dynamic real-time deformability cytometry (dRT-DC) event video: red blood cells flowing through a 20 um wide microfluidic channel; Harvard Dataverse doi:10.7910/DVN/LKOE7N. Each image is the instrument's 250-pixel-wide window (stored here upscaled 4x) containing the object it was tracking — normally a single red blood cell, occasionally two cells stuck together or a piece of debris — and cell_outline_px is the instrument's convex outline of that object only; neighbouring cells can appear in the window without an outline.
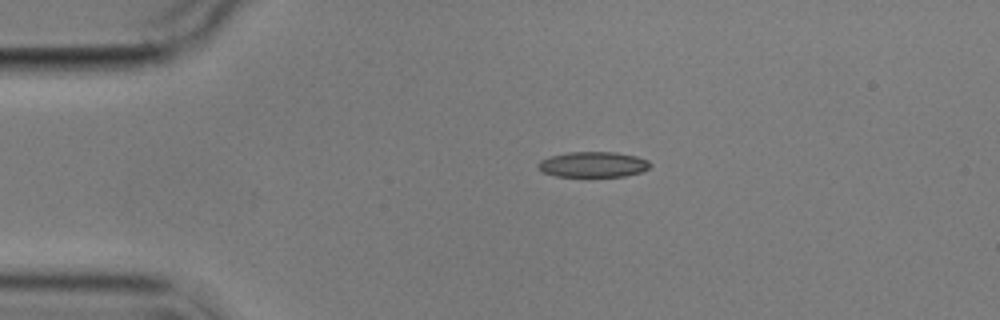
{"species": "common noctule bat (a hibernating species)", "species_latin": "Nyctalus noctula", "temperature_condition": "cold", "stored_images_in_passage": 5, "camera_frame_rate_fps": 3000, "um_per_image_px": 0.085, "animal": {"sex": "male", "body_mass_g": 17.9}, "frame": {"image": 1, "passage_image": 5, "time_ms": 5.0, "image_size_px": [1000, 320], "cell_outline_px": [[652, 164], [644, 172], [624, 176], [556, 176], [544, 172], [536, 164], [540, 160], [552, 156], [568, 152], [616, 152], [636, 156], [648, 160]], "centroid_in_image_um": [50.46, 13.97], "position_along_channel_um": 34.5, "area_um2": 16.59}}